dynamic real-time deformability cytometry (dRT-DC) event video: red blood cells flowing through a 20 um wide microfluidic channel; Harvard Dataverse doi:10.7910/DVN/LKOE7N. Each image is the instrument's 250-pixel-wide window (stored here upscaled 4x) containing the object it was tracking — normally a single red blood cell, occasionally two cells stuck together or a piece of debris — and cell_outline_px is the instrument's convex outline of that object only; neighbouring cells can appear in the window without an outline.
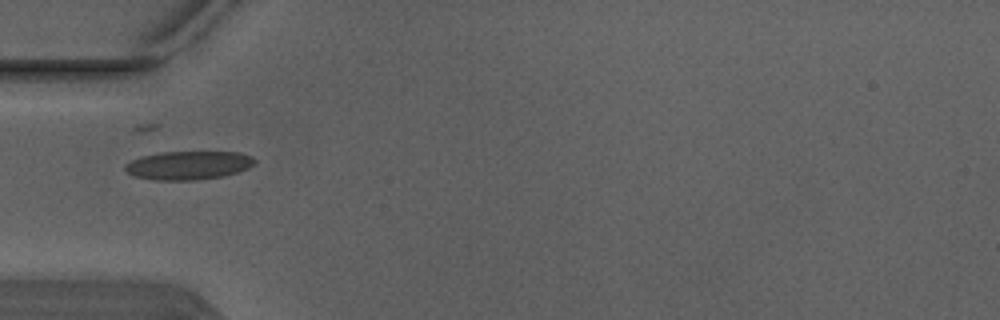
{"species": "Egyptian fruit bat (a non-hibernating species)", "species_latin": "Rousettus aegyptiacus", "temperature_condition": "warm", "stored_images_in_passage": 1, "camera_frame_rate_fps": 3000, "um_per_image_px": 0.085, "animal": {"sex": "male"}, "frame": {"image": 1, "passage_image": 1, "time_ms": 0.0, "image_size_px": [1000, 320], "cell_outline_px": [[256, 160], [248, 168], [224, 176], [196, 180], [156, 180], [132, 176], [124, 168], [124, 164], [140, 156], [160, 152], [240, 152], [252, 156]], "centroid_in_image_um": [15.99, 14.05], "position_along_channel_um": 69.0, "area_um2": 21.62}}